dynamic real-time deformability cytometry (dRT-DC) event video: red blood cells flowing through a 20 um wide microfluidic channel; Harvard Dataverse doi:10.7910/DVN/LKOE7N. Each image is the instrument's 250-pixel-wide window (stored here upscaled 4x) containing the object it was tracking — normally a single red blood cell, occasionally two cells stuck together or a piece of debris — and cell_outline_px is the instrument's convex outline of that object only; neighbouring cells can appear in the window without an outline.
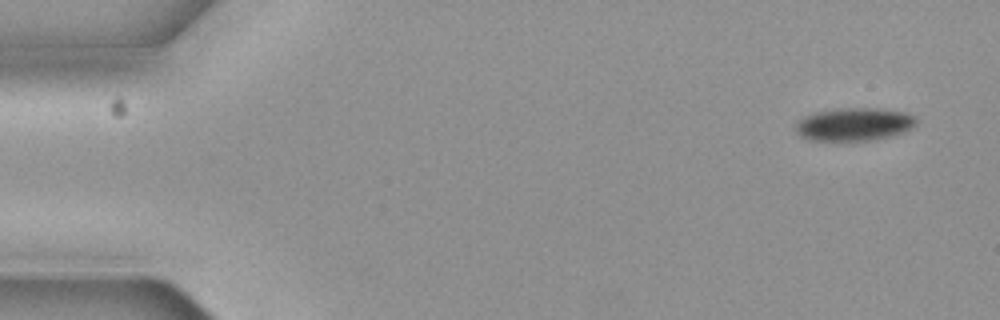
{"species": "common noctule bat (a hibernating species)", "species_latin": "Nyctalus noctula", "temperature_condition": "cold", "stored_images_in_passage": 5, "camera_frame_rate_fps": 3000, "um_per_image_px": 0.085, "animal": {"sex": "female", "body_mass_g": 19.3, "forearm_length_mm": 54.1}, "frame": {"image": 1, "passage_image": 1, "time_ms": 0.0, "image_size_px": [1000, 320], "cell_outline_px": [[916, 124], [912, 128], [904, 132], [892, 136], [868, 140], [808, 140], [800, 136], [796, 132], [796, 124], [804, 116], [816, 112], [840, 108], [876, 108], [904, 112], [916, 116]], "centroid_in_image_um": [72.62, 10.56], "position_along_channel_um": 12.4, "area_um2": 23.12}}
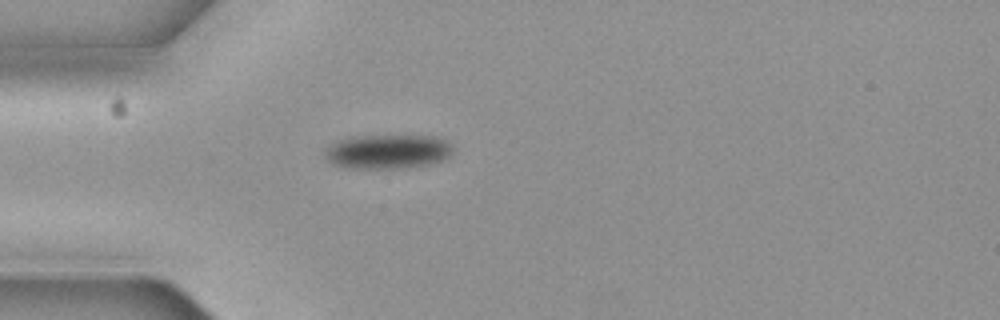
{"frame": {"image": 2, "passage_image": 4, "time_ms": 1.0, "image_size_px": [1000, 320], "cell_outline_px": [[452, 152], [448, 156], [432, 164], [408, 168], [344, 168], [332, 164], [324, 156], [324, 152], [332, 144], [340, 140], [352, 136], [436, 136], [448, 140], [452, 144]], "centroid_in_image_um": [32.97, 12.89], "position_along_channel_um": 52.0, "area_um2": 25.72}}